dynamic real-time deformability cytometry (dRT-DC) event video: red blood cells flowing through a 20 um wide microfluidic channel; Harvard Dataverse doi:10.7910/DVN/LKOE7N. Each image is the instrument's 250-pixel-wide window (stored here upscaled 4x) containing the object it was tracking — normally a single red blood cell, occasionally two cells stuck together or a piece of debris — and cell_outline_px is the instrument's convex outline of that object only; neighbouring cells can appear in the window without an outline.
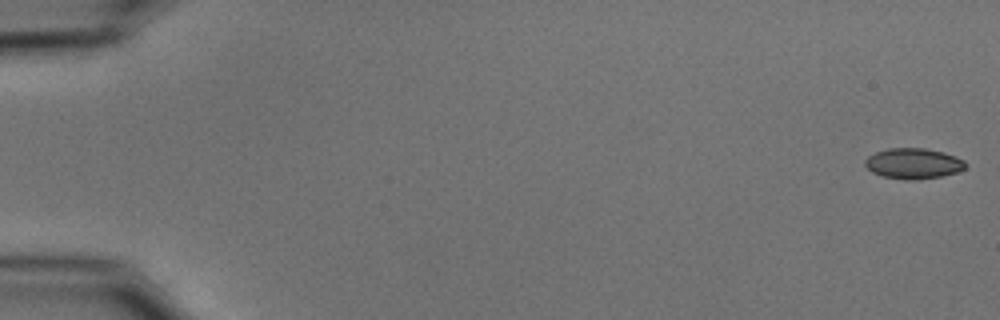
{"species": "common noctule bat (a hibernating species)", "species_latin": "Nyctalus noctula", "temperature_condition": "cold", "stored_images_in_passage": 54, "camera_frame_rate_fps": 3000, "um_per_image_px": 0.085, "animal": {"sex": "male", "body_mass_g": 15.6}, "frame": {"image": 1, "passage_image": 1, "time_ms": 0.0, "image_size_px": [1000, 320], "cell_outline_px": [[964, 168], [956, 172], [940, 176], [916, 180], [908, 180], [884, 176], [872, 172], [864, 164], [864, 160], [868, 156], [876, 152], [888, 148], [924, 148], [944, 152], [956, 156], [964, 160]], "centroid_in_image_um": [77.61, 13.88], "position_along_channel_um": 7.4, "area_um2": 17.74}}
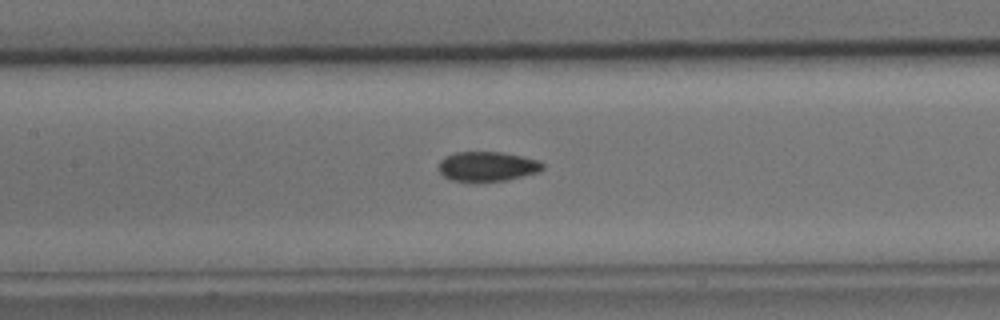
{"frame": {"image": 2, "passage_image": 26, "time_ms": 8.333, "image_size_px": [1000, 320], "cell_outline_px": [[544, 168], [536, 172], [504, 180], [452, 180], [444, 176], [436, 168], [440, 160], [444, 156], [456, 152], [500, 152], [540, 160], [544, 164]], "centroid_in_image_um": [41.38, 14.11], "position_along_channel_um": 166.0, "area_um2": 17.63}}
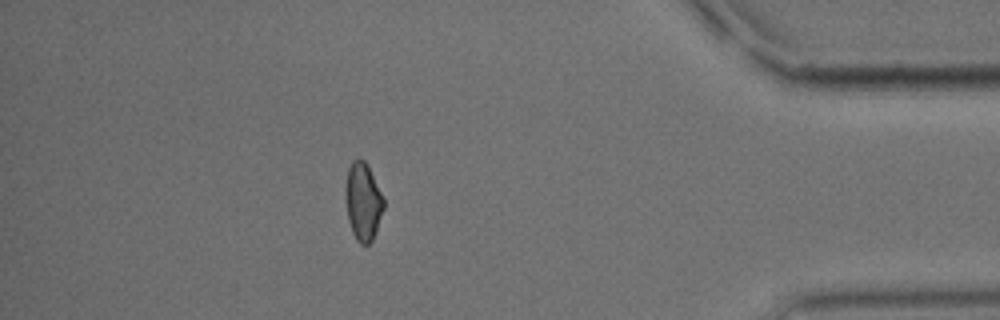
{"frame": {"image": 3, "passage_image": 48, "time_ms": 15.667, "image_size_px": [1000, 320], "cell_outline_px": [[384, 208], [372, 240], [368, 244], [360, 244], [356, 240], [352, 232], [348, 220], [344, 192], [348, 168], [352, 160], [364, 160], [368, 164], [384, 200]], "centroid_in_image_um": [30.84, 17.12], "position_along_channel_um": 404.4, "area_um2": 17.28}, "authors_computed_cell_mechanics": {"area_um2": 17.8602, "velocity_mm_per_s": 3.7687, "shape_relaxation_time_tau1_ms": 7.8531, "shape_relaxation_time_tau2_ms": 7.0539, "deformation_change_tau1": 0.131, "deformation_change_tau2": 0.122}}